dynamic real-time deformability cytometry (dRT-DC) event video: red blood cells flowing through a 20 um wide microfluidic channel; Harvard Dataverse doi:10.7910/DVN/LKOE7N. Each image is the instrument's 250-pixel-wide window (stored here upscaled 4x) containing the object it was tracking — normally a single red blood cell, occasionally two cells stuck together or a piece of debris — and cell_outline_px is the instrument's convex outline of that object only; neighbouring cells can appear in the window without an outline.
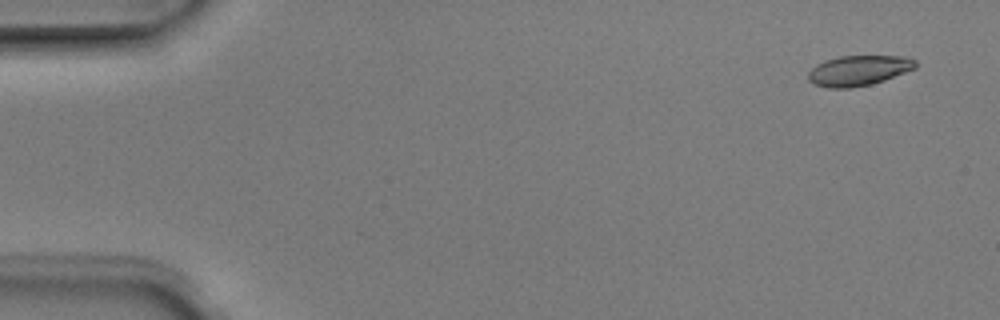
{"species": "Egyptian fruit bat (a non-hibernating species)", "species_latin": "Rousettus aegyptiacus", "temperature_condition": "room temperature", "stored_images_in_passage": 6, "camera_frame_rate_fps": 3000, "um_per_image_px": 0.085, "animal": {"sex": "male"}, "frame": {"image": 1, "passage_image": 1, "time_ms": 0.0, "image_size_px": [1000, 320], "cell_outline_px": [[916, 68], [884, 80], [872, 84], [848, 88], [828, 88], [812, 84], [808, 80], [808, 72], [816, 64], [824, 60], [840, 56], [908, 56], [916, 60]], "centroid_in_image_um": [72.96, 5.99], "position_along_channel_um": 12.0, "area_um2": 19.07}}
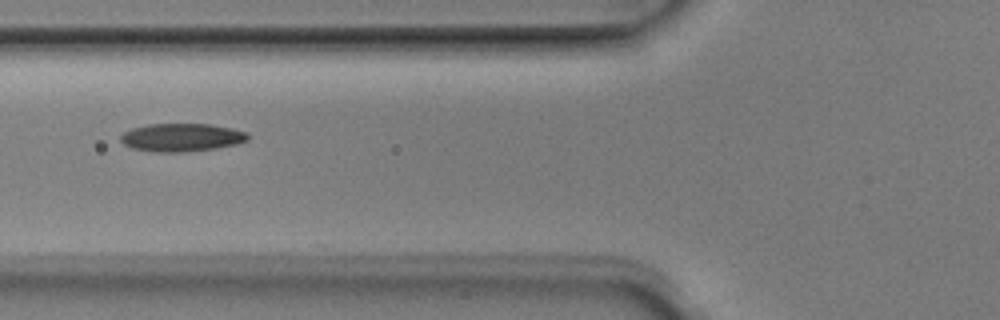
{"frame": {"image": 2, "passage_image": 5, "time_ms": 1.333, "image_size_px": [1000, 320], "cell_outline_px": [[248, 140], [236, 144], [216, 148], [188, 152], [152, 152], [132, 148], [124, 144], [120, 140], [120, 136], [124, 132], [132, 128], [148, 124], [208, 124], [232, 128], [248, 132]], "centroid_in_image_um": [15.43, 11.68], "position_along_channel_um": 110.4, "area_um2": 20.92}}
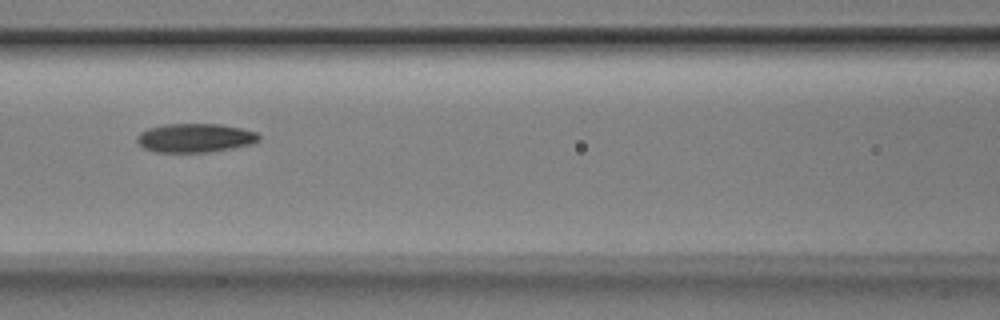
{"frame": {"image": 3, "passage_image": 6, "time_ms": 1.667, "image_size_px": [1000, 320], "cell_outline_px": [[260, 140], [252, 144], [232, 148], [208, 152], [156, 152], [144, 148], [136, 140], [136, 136], [140, 132], [148, 128], [164, 124], [220, 124], [240, 128], [256, 132], [260, 136]], "centroid_in_image_um": [16.57, 11.72], "position_along_channel_um": 150.0, "area_um2": 20.52}}